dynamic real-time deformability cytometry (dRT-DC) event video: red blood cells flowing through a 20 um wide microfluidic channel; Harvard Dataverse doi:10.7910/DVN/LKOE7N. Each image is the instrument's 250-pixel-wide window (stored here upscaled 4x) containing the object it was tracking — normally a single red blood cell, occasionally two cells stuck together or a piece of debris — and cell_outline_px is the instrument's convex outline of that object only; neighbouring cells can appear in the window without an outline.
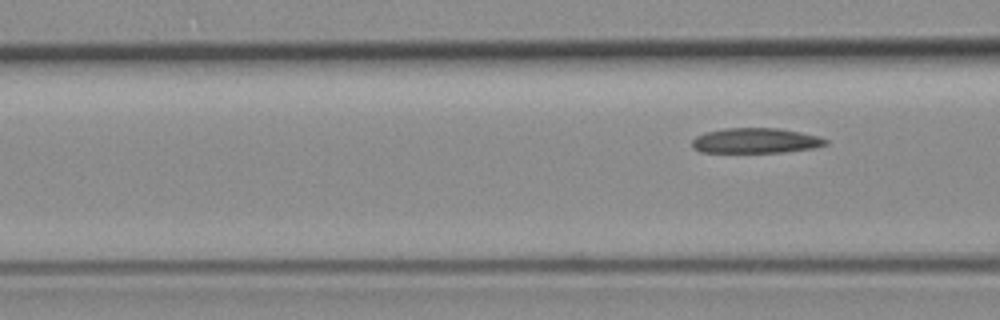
{"species": "common noctule bat (a hibernating species)", "species_latin": "Nyctalus noctula", "temperature_condition": "room temperature", "stored_images_in_passage": 7, "segment_of_instrument_passage": [2, 2], "camera_frame_rate_fps": 3000, "um_per_image_px": 0.085, "animal": {"sex": "female", "body_mass_g": 19.3, "forearm_length_mm": 54.1}, "frame": {"image": 1, "passage_image": 7, "time_ms": 2.0, "image_size_px": [1000, 320], "cell_outline_px": [[828, 144], [812, 148], [784, 152], [700, 152], [692, 148], [692, 140], [696, 136], [704, 132], [724, 128], [780, 128], [820, 136], [828, 140]], "centroid_in_image_um": [64.22, 11.95], "position_along_channel_um": 102.4, "area_um2": 19.71}}